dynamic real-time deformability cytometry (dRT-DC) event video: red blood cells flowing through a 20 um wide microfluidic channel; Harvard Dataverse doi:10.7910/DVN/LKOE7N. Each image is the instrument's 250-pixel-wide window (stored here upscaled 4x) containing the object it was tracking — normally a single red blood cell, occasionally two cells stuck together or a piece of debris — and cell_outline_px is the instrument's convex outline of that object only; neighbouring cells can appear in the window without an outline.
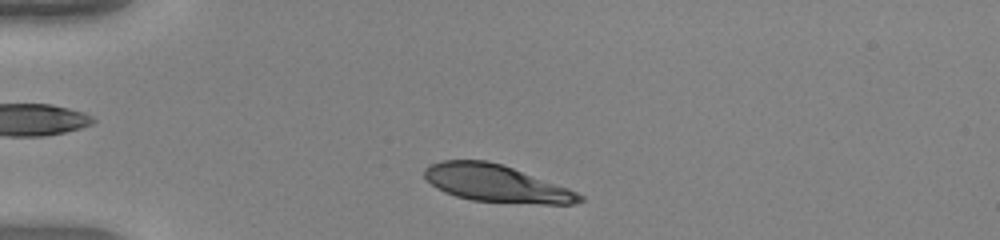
{"species": "human", "species_latin": "Homo sapiens", "temperature_condition": "warm", "stored_images_in_passage": 34, "camera_frame_rate_fps": 3000, "um_per_image_px": 0.085, "donor": {"sex": "female"}, "frame": {"image": 1, "passage_image": 3, "time_ms": 0.667, "image_size_px": [1000, 240], "cell_outline_px": [[584, 200], [572, 204], [544, 204], [472, 200], [456, 196], [444, 192], [436, 188], [424, 176], [424, 168], [428, 164], [440, 160], [488, 160], [504, 164], [568, 188], [584, 196]], "centroid_in_image_um": [42.16, 15.57], "position_along_channel_um": 42.8, "area_um2": 33.7}}
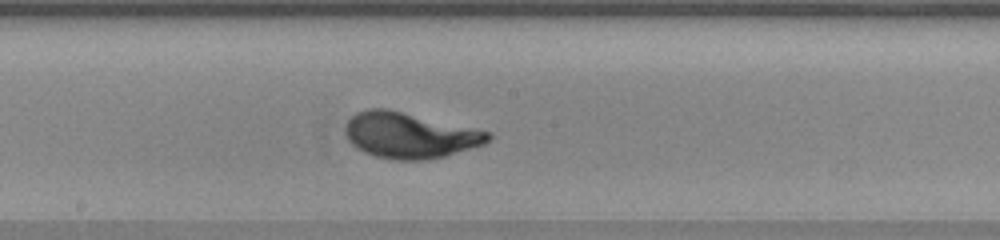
{"frame": {"image": 2, "passage_image": 18, "time_ms": 5.667, "image_size_px": [1000, 240], "cell_outline_px": [[492, 136], [484, 144], [444, 156], [424, 160], [392, 160], [376, 156], [364, 152], [356, 148], [348, 140], [348, 120], [356, 112], [364, 108], [388, 108], [492, 132]], "centroid_in_image_um": [34.83, 11.49], "position_along_channel_um": 213.4, "area_um2": 37.92}}
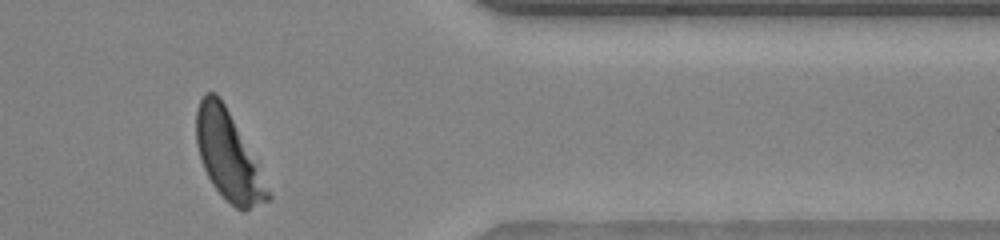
{"frame": {"image": 3, "passage_image": 32, "time_ms": 10.333, "image_size_px": [1000, 240], "cell_outline_px": [[272, 196], [268, 200], [244, 212], [236, 208], [212, 184], [204, 168], [196, 144], [196, 108], [204, 92], [216, 92], [224, 104], [256, 164]], "centroid_in_image_um": [19.35, 13.23], "position_along_channel_um": 392.0, "area_um2": 35.55}, "authors_computed_cell_mechanics": {"area_um2": 36.414, "velocity_mm_per_s": 4.1537, "shape_relaxation_time_tau1_ms": 1.8834, "shape_relaxation_time_tau2_ms": null, "deformation_change_tau1": 0.1622, "deformation_change_tau2": null}}